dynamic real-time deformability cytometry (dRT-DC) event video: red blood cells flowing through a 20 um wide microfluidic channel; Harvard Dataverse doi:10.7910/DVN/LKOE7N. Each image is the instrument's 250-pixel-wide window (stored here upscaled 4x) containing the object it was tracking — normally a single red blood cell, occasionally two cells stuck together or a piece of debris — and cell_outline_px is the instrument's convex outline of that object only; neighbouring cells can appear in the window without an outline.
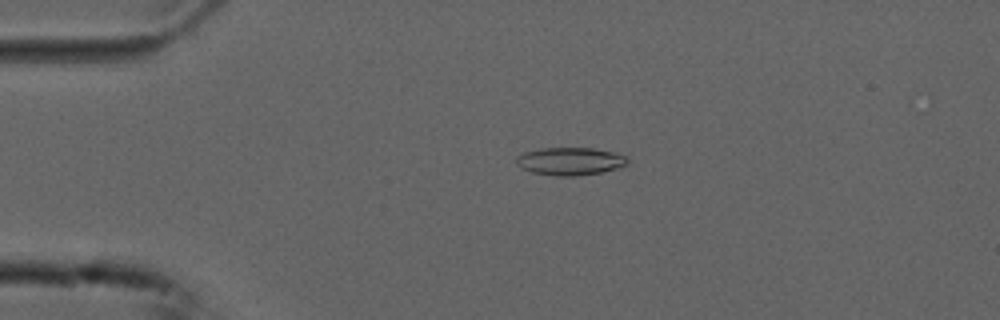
{"species": "common noctule bat (a hibernating species)", "species_latin": "Nyctalus noctula", "temperature_condition": "cold", "stored_images_in_passage": 53, "camera_frame_rate_fps": 3000, "um_per_image_px": 0.085, "animal": {"sex": "male", "forearm_length_mm": 52.5}, "frame": {"image": 1, "passage_image": 11, "time_ms": 3.333, "image_size_px": [1000, 320], "cell_outline_px": [[628, 164], [620, 168], [600, 172], [576, 176], [556, 176], [532, 172], [516, 164], [516, 156], [524, 152], [540, 148], [592, 148], [612, 152], [628, 156]], "centroid_in_image_um": [48.48, 13.7], "position_along_channel_um": 36.5, "area_um2": 18.03}}
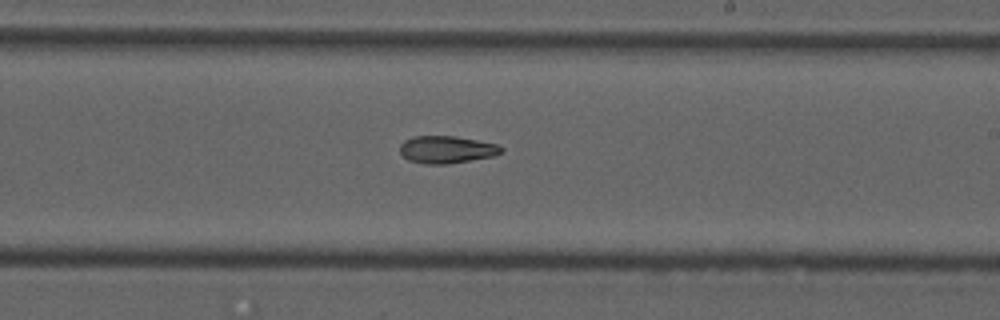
{"frame": {"image": 2, "passage_image": 31, "time_ms": 10.0, "image_size_px": [1000, 320], "cell_outline_px": [[504, 152], [492, 156], [448, 164], [424, 164], [408, 160], [400, 152], [400, 144], [404, 140], [412, 136], [456, 136], [496, 144], [504, 148]], "centroid_in_image_um": [37.95, 12.71], "position_along_channel_um": 251.1, "area_um2": 16.18}}
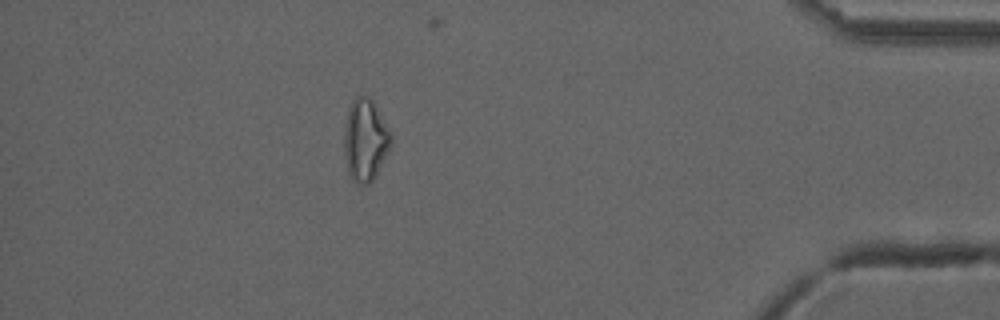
{"frame": {"image": 3, "passage_image": 47, "time_ms": 15.333, "image_size_px": [1000, 320], "cell_outline_px": [[392, 144], [376, 176], [368, 184], [356, 184], [352, 180], [348, 172], [344, 152], [344, 128], [348, 108], [352, 100], [356, 96], [368, 96], [372, 100], [392, 136]], "centroid_in_image_um": [31.03, 11.92], "position_along_channel_um": 404.2, "area_um2": 22.43}, "authors_computed_cell_mechanics": {"area_um2": 17.918, "velocity_mm_per_s": 3.755, "shape_relaxation_time_tau1_ms": null, "shape_relaxation_time_tau2_ms": 6.8719, "deformation_change_tau1": null, "deformation_change_tau2": 0.1496}}